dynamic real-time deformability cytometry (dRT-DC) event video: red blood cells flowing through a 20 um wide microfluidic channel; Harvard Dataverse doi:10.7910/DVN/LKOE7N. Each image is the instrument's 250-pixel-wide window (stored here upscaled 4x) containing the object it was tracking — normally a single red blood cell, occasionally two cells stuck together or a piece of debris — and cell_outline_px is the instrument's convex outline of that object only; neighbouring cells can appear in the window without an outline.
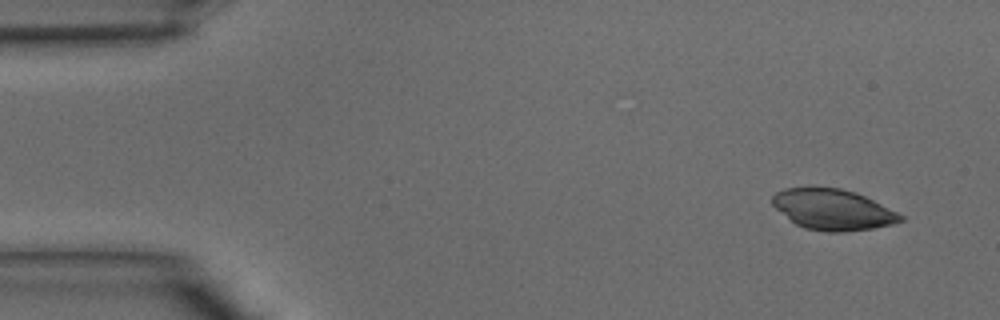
{"species": "common noctule bat (a hibernating species)", "species_latin": "Nyctalus noctula", "temperature_condition": "warm", "stored_images_in_passage": 38, "camera_frame_rate_fps": 3000, "um_per_image_px": 0.085, "animal": {"sex": "male", "body_mass_g": 15.6}, "frame": {"image": 1, "passage_image": 2, "time_ms": 0.333, "image_size_px": [1000, 320], "cell_outline_px": [[904, 220], [892, 224], [872, 228], [844, 232], [828, 232], [804, 228], [796, 224], [776, 208], [772, 204], [772, 196], [776, 192], [784, 188], [840, 188], [856, 192], [904, 216]], "centroid_in_image_um": [70.78, 17.82], "position_along_channel_um": 14.2, "area_um2": 30.0}}
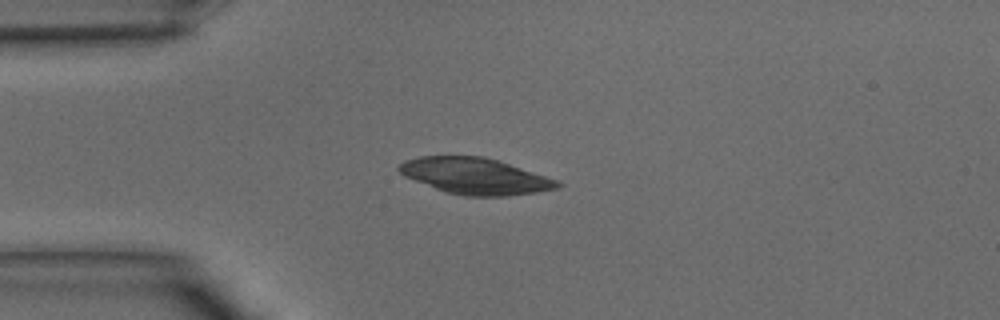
{"frame": {"image": 2, "passage_image": 9, "time_ms": 2.667, "image_size_px": [1000, 320], "cell_outline_px": [[564, 184], [560, 188], [536, 192], [508, 196], [464, 196], [444, 192], [404, 176], [396, 168], [404, 160], [420, 156], [484, 156], [560, 180]], "centroid_in_image_um": [40.41, 14.97], "position_along_channel_um": 44.6, "area_um2": 33.64}}
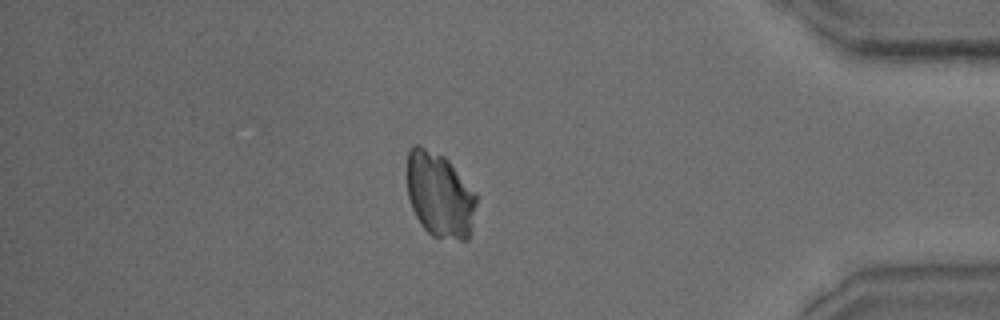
{"frame": {"image": 3, "passage_image": 33, "time_ms": 10.667, "image_size_px": [1000, 320], "cell_outline_px": [[476, 204], [472, 232], [468, 240], [460, 240], [432, 236], [420, 224], [412, 208], [408, 196], [408, 152], [412, 144], [416, 144], [444, 156], [448, 160], [476, 192]], "centroid_in_image_um": [37.4, 16.59], "position_along_channel_um": 397.8, "area_um2": 34.45}}